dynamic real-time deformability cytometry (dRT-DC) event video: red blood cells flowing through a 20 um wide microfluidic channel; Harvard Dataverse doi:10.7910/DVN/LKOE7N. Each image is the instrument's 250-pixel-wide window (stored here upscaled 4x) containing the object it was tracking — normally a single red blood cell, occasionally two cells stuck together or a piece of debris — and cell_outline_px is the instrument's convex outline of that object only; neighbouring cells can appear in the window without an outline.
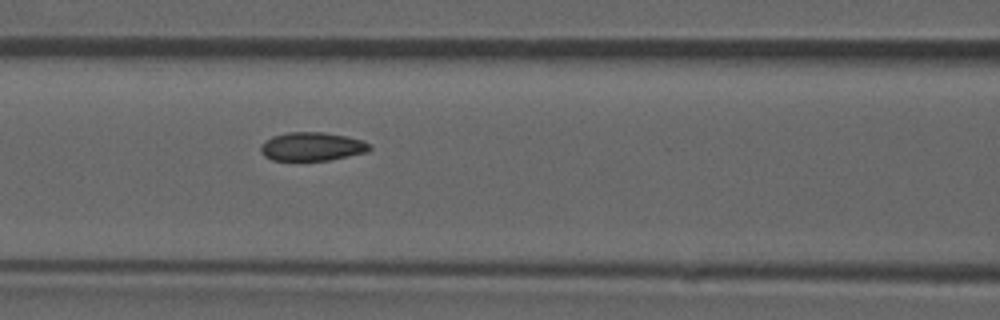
{"species": "common noctule bat (a hibernating species)", "species_latin": "Nyctalus noctula", "temperature_condition": "room temperature", "stored_images_in_passage": 53, "camera_frame_rate_fps": 3000, "um_per_image_px": 0.085, "animal": {"sex": "male", "forearm_length_mm": 52.5}, "frame": {"image": 1, "passage_image": 23, "time_ms": 7.333, "image_size_px": [1000, 320], "cell_outline_px": [[372, 148], [368, 152], [328, 160], [272, 160], [264, 156], [260, 152], [260, 144], [264, 140], [272, 136], [288, 132], [324, 132], [348, 136], [360, 140], [368, 144]], "centroid_in_image_um": [26.48, 12.45], "position_along_channel_um": 140.1, "area_um2": 18.21}, "authors_computed_cell_mechanics": {"area_um2": 18.496, "velocity_mm_per_s": 3.9056, "shape_relaxation_time_tau1_ms": null, "shape_relaxation_time_tau2_ms": 1.9511, "deformation_change_tau1": null, "deformation_change_tau2": 0.0619}}